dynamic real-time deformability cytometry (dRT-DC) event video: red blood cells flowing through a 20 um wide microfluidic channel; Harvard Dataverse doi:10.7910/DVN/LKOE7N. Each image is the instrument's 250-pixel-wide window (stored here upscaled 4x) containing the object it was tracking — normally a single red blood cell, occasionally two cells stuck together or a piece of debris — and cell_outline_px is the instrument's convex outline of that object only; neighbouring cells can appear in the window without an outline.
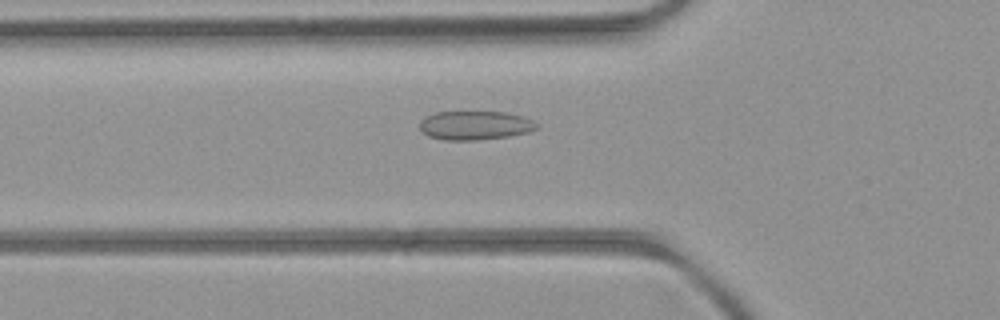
{"species": "common noctule bat (a hibernating species)", "species_latin": "Nyctalus noctula", "temperature_condition": "room temperature", "stored_images_in_passage": 38, "camera_frame_rate_fps": 3000, "um_per_image_px": 0.085, "animal": {"sex": "female", "body_mass_g": 21.9}, "frame": {"image": 1, "passage_image": 4, "time_ms": 1.0, "image_size_px": [1000, 320], "cell_outline_px": [[540, 124], [536, 128], [528, 132], [508, 136], [476, 140], [444, 140], [428, 136], [420, 128], [420, 120], [436, 112], [508, 112], [524, 116]], "centroid_in_image_um": [40.4, 10.65], "position_along_channel_um": 85.4, "area_um2": 19.65}}
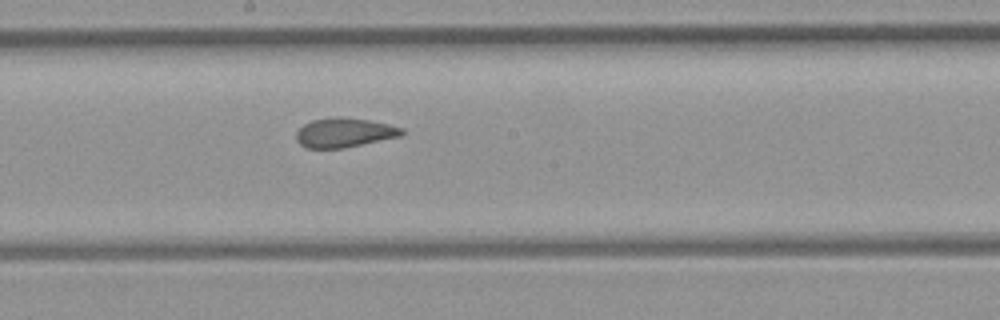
{"frame": {"image": 2, "passage_image": 14, "time_ms": 4.333, "image_size_px": [1000, 320], "cell_outline_px": [[404, 132], [400, 136], [344, 148], [308, 148], [300, 144], [296, 140], [296, 132], [304, 124], [312, 120], [332, 116], [340, 116], [368, 120], [388, 124], [404, 128]], "centroid_in_image_um": [29.25, 11.26], "position_along_channel_um": 218.9, "area_um2": 18.09}}
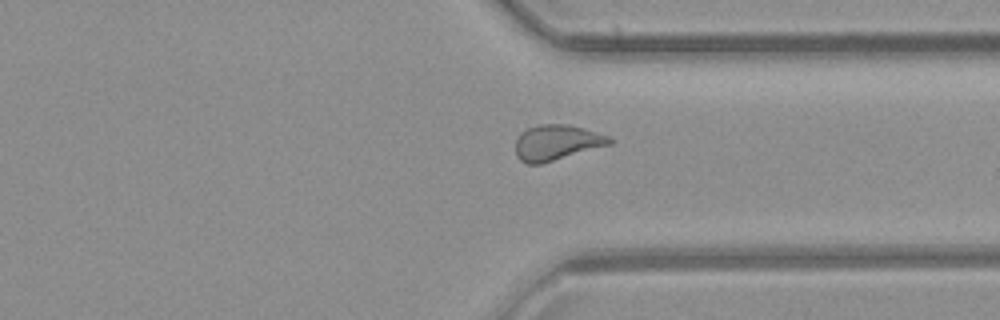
{"frame": {"image": 3, "passage_image": 25, "time_ms": 8.0, "image_size_px": [1000, 320], "cell_outline_px": [[616, 140], [612, 144], [540, 164], [528, 164], [520, 160], [516, 156], [516, 140], [520, 132], [528, 128], [540, 124], [568, 124], [584, 128], [608, 136]], "centroid_in_image_um": [47.33, 12.11], "position_along_channel_um": 364.1, "area_um2": 19.48}, "authors_computed_cell_mechanics": {"area_um2": 18.8139, "velocity_mm_per_s": 3.978, "shape_relaxation_time_tau1_ms": null, "shape_relaxation_time_tau2_ms": 1.5412, "deformation_change_tau1": null, "deformation_change_tau2": 0.0961}}